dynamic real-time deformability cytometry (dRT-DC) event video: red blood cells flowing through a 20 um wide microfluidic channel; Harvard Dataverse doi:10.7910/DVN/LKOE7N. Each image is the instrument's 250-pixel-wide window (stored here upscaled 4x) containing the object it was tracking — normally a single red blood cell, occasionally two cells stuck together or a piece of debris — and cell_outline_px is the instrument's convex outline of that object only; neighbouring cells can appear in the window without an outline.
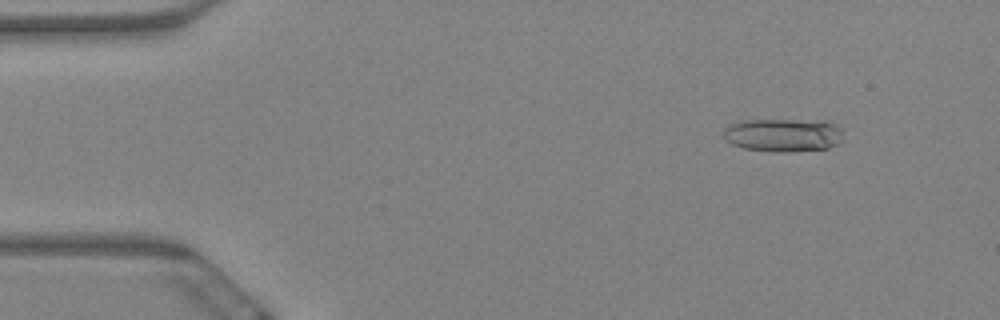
{"species": "Egyptian fruit bat (a non-hibernating species)", "species_latin": "Rousettus aegyptiacus", "temperature_condition": "warm", "stored_images_in_passage": 7, "camera_frame_rate_fps": 3000, "um_per_image_px": 0.085, "animal": {"sex": "female"}, "frame": {"image": 1, "passage_image": 2, "time_ms": 0.333, "image_size_px": [1000, 320], "cell_outline_px": [[840, 140], [836, 144], [828, 148], [792, 152], [772, 152], [744, 148], [732, 144], [724, 140], [724, 128], [732, 124], [744, 120], [832, 120], [840, 128]], "centroid_in_image_um": [66.57, 11.47], "position_along_channel_um": 18.4, "area_um2": 23.41}}
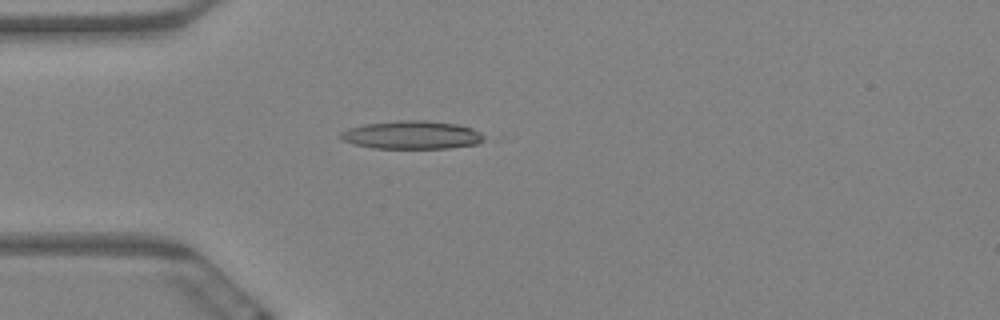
{"frame": {"image": 2, "passage_image": 5, "time_ms": 1.333, "image_size_px": [1000, 320], "cell_outline_px": [[488, 136], [484, 140], [476, 144], [448, 148], [372, 148], [356, 144], [344, 140], [340, 136], [340, 132], [348, 128], [364, 124], [400, 120], [428, 120], [456, 124], [472, 128]], "centroid_in_image_um": [35.05, 11.46], "position_along_channel_um": 49.9, "area_um2": 23.58}}